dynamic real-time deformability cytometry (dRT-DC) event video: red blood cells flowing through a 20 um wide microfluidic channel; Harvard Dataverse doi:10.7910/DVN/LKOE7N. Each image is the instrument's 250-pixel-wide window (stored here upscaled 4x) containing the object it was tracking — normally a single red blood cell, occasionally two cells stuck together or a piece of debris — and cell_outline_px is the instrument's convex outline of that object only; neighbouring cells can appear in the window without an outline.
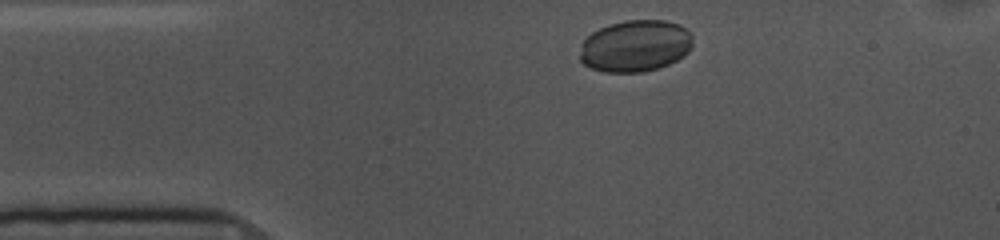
{"species": "common noctule bat (a hibernating species)", "species_latin": "Nyctalus noctula", "temperature_condition": "cold", "stored_images_in_passage": 48, "camera_frame_rate_fps": 3000, "um_per_image_px": 0.085, "animal": {"sex": "female", "body_mass_g": 10.0, "forearm_length_mm": 53.1}, "frame": {"image": 1, "passage_image": 3, "time_ms": 0.667, "image_size_px": [1000, 240], "cell_outline_px": [[692, 48], [684, 56], [660, 68], [644, 72], [604, 72], [592, 68], [584, 64], [580, 60], [580, 44], [592, 32], [608, 24], [624, 20], [664, 20], [680, 24], [692, 36]], "centroid_in_image_um": [53.99, 3.9], "position_along_channel_um": 31.0, "area_um2": 34.33}}
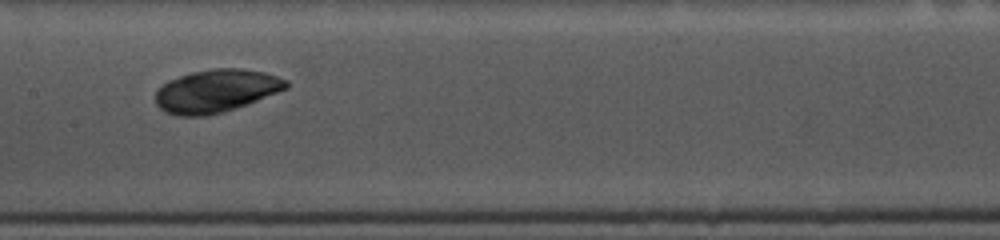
{"frame": {"image": 2, "passage_image": 19, "time_ms": 6.0, "image_size_px": [1000, 240], "cell_outline_px": [[288, 88], [248, 104], [224, 112], [204, 116], [176, 116], [164, 112], [156, 104], [156, 92], [168, 80], [192, 72], [212, 68], [244, 68], [264, 72], [288, 80]], "centroid_in_image_um": [18.38, 7.73], "position_along_channel_um": 189.0, "area_um2": 32.77}}
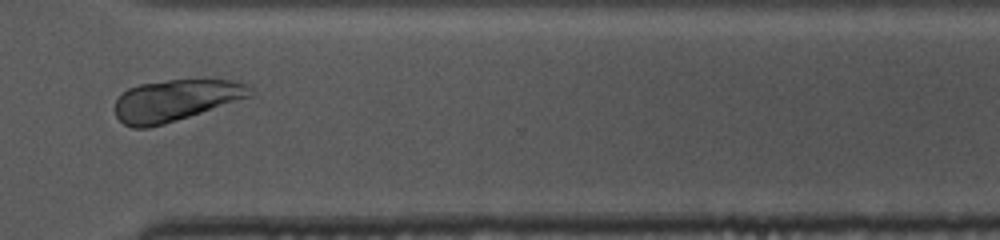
{"frame": {"image": 3, "passage_image": 33, "time_ms": 10.667, "image_size_px": [1000, 240], "cell_outline_px": [[252, 96], [164, 124], [148, 128], [132, 128], [124, 124], [116, 116], [116, 100], [128, 88], [140, 84], [168, 80], [228, 80], [248, 84]], "centroid_in_image_um": [14.9, 8.53], "position_along_channel_um": 355.7, "area_um2": 32.19}}